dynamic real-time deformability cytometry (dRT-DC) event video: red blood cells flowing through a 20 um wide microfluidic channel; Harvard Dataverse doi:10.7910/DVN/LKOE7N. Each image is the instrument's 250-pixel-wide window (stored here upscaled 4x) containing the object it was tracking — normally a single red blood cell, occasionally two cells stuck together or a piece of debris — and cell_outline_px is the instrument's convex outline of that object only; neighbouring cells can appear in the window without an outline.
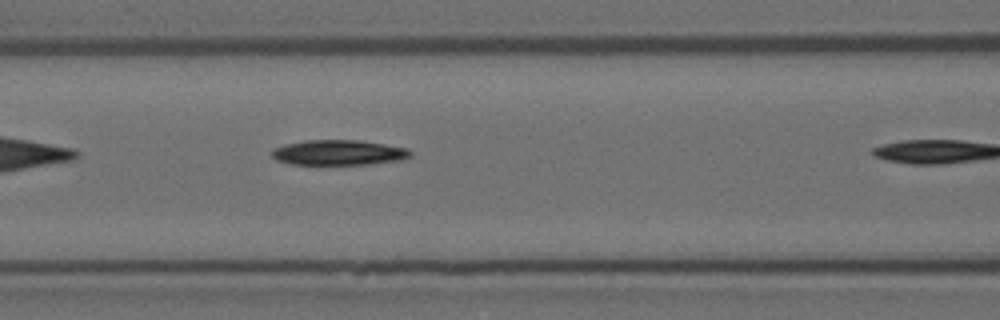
{"species": "Egyptian fruit bat (a non-hibernating species)", "species_latin": "Rousettus aegyptiacus", "temperature_condition": "room temperature", "stored_images_in_passage": 8, "camera_frame_rate_fps": 3000, "um_per_image_px": 0.085, "animal": {"sex": "female"}, "frame": {"image": 1, "passage_image": 7, "time_ms": 2.0, "image_size_px": [1000, 320], "cell_outline_px": [[412, 156], [404, 160], [368, 164], [292, 164], [276, 160], [272, 156], [272, 152], [276, 148], [288, 144], [304, 140], [356, 140], [384, 144], [408, 148], [412, 152]], "centroid_in_image_um": [28.85, 12.97], "position_along_channel_um": 137.7, "area_um2": 20.23}}